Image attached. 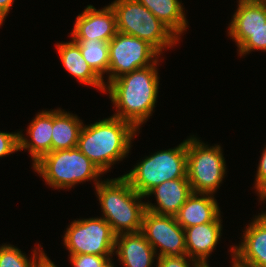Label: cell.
Masks as SVG:
<instances>
[{"mask_svg": "<svg viewBox=\"0 0 266 267\" xmlns=\"http://www.w3.org/2000/svg\"><path fill=\"white\" fill-rule=\"evenodd\" d=\"M157 64L136 69L111 81L105 92L116 107L114 115L131 123L137 130L152 116L157 102L159 77Z\"/></svg>", "mask_w": 266, "mask_h": 267, "instance_id": "obj_1", "label": "cell"}, {"mask_svg": "<svg viewBox=\"0 0 266 267\" xmlns=\"http://www.w3.org/2000/svg\"><path fill=\"white\" fill-rule=\"evenodd\" d=\"M137 132L131 123L110 116L94 124H83L77 148L105 173L128 155Z\"/></svg>", "mask_w": 266, "mask_h": 267, "instance_id": "obj_2", "label": "cell"}, {"mask_svg": "<svg viewBox=\"0 0 266 267\" xmlns=\"http://www.w3.org/2000/svg\"><path fill=\"white\" fill-rule=\"evenodd\" d=\"M103 217L114 234L141 232L146 203L123 177L107 179L95 186Z\"/></svg>", "mask_w": 266, "mask_h": 267, "instance_id": "obj_3", "label": "cell"}, {"mask_svg": "<svg viewBox=\"0 0 266 267\" xmlns=\"http://www.w3.org/2000/svg\"><path fill=\"white\" fill-rule=\"evenodd\" d=\"M32 166L55 189L71 188L92 179L96 186L101 182L97 178L103 174L77 147L49 152Z\"/></svg>", "mask_w": 266, "mask_h": 267, "instance_id": "obj_4", "label": "cell"}, {"mask_svg": "<svg viewBox=\"0 0 266 267\" xmlns=\"http://www.w3.org/2000/svg\"><path fill=\"white\" fill-rule=\"evenodd\" d=\"M122 176L137 193L145 197L164 181L187 178V139L173 149L159 150L145 157Z\"/></svg>", "mask_w": 266, "mask_h": 267, "instance_id": "obj_5", "label": "cell"}, {"mask_svg": "<svg viewBox=\"0 0 266 267\" xmlns=\"http://www.w3.org/2000/svg\"><path fill=\"white\" fill-rule=\"evenodd\" d=\"M110 5L116 16L117 32L148 42L160 54L180 40L137 0H115Z\"/></svg>", "mask_w": 266, "mask_h": 267, "instance_id": "obj_6", "label": "cell"}, {"mask_svg": "<svg viewBox=\"0 0 266 267\" xmlns=\"http://www.w3.org/2000/svg\"><path fill=\"white\" fill-rule=\"evenodd\" d=\"M226 174L220 145L209 146L199 138L187 139V178L192 192L214 194Z\"/></svg>", "mask_w": 266, "mask_h": 267, "instance_id": "obj_7", "label": "cell"}, {"mask_svg": "<svg viewBox=\"0 0 266 267\" xmlns=\"http://www.w3.org/2000/svg\"><path fill=\"white\" fill-rule=\"evenodd\" d=\"M70 255L93 254L110 258L114 255L116 235L102 217L71 222L63 237Z\"/></svg>", "mask_w": 266, "mask_h": 267, "instance_id": "obj_8", "label": "cell"}, {"mask_svg": "<svg viewBox=\"0 0 266 267\" xmlns=\"http://www.w3.org/2000/svg\"><path fill=\"white\" fill-rule=\"evenodd\" d=\"M160 55L148 42L117 32L109 42V75L105 87L124 74L153 65Z\"/></svg>", "mask_w": 266, "mask_h": 267, "instance_id": "obj_9", "label": "cell"}, {"mask_svg": "<svg viewBox=\"0 0 266 267\" xmlns=\"http://www.w3.org/2000/svg\"><path fill=\"white\" fill-rule=\"evenodd\" d=\"M141 233L154 248L156 254L159 248L158 257L187 255L185 232L175 216L159 215L145 210Z\"/></svg>", "mask_w": 266, "mask_h": 267, "instance_id": "obj_10", "label": "cell"}, {"mask_svg": "<svg viewBox=\"0 0 266 267\" xmlns=\"http://www.w3.org/2000/svg\"><path fill=\"white\" fill-rule=\"evenodd\" d=\"M116 33V16L111 5L99 10L93 5H88L77 16L71 36L72 40L110 42Z\"/></svg>", "mask_w": 266, "mask_h": 267, "instance_id": "obj_11", "label": "cell"}, {"mask_svg": "<svg viewBox=\"0 0 266 267\" xmlns=\"http://www.w3.org/2000/svg\"><path fill=\"white\" fill-rule=\"evenodd\" d=\"M243 242L231 248L232 260L241 267H266V211L250 222Z\"/></svg>", "mask_w": 266, "mask_h": 267, "instance_id": "obj_12", "label": "cell"}, {"mask_svg": "<svg viewBox=\"0 0 266 267\" xmlns=\"http://www.w3.org/2000/svg\"><path fill=\"white\" fill-rule=\"evenodd\" d=\"M228 27V34L239 48L250 36L266 24V0H239Z\"/></svg>", "mask_w": 266, "mask_h": 267, "instance_id": "obj_13", "label": "cell"}, {"mask_svg": "<svg viewBox=\"0 0 266 267\" xmlns=\"http://www.w3.org/2000/svg\"><path fill=\"white\" fill-rule=\"evenodd\" d=\"M221 214L213 221L184 228L187 256L202 266H208V257L216 248L222 231Z\"/></svg>", "mask_w": 266, "mask_h": 267, "instance_id": "obj_14", "label": "cell"}, {"mask_svg": "<svg viewBox=\"0 0 266 267\" xmlns=\"http://www.w3.org/2000/svg\"><path fill=\"white\" fill-rule=\"evenodd\" d=\"M191 193L192 190L188 178L164 181L147 193V197L155 195L157 205L145 202L146 210L159 215L175 216Z\"/></svg>", "mask_w": 266, "mask_h": 267, "instance_id": "obj_15", "label": "cell"}, {"mask_svg": "<svg viewBox=\"0 0 266 267\" xmlns=\"http://www.w3.org/2000/svg\"><path fill=\"white\" fill-rule=\"evenodd\" d=\"M114 250L124 267H151L158 257L141 232L117 235Z\"/></svg>", "mask_w": 266, "mask_h": 267, "instance_id": "obj_16", "label": "cell"}, {"mask_svg": "<svg viewBox=\"0 0 266 267\" xmlns=\"http://www.w3.org/2000/svg\"><path fill=\"white\" fill-rule=\"evenodd\" d=\"M19 131V150L28 149L33 164L43 155L52 152V110L41 111L36 115L27 128L28 140Z\"/></svg>", "mask_w": 266, "mask_h": 267, "instance_id": "obj_17", "label": "cell"}, {"mask_svg": "<svg viewBox=\"0 0 266 267\" xmlns=\"http://www.w3.org/2000/svg\"><path fill=\"white\" fill-rule=\"evenodd\" d=\"M214 195L192 192L175 215L184 228L213 222L220 215V208Z\"/></svg>", "mask_w": 266, "mask_h": 267, "instance_id": "obj_18", "label": "cell"}, {"mask_svg": "<svg viewBox=\"0 0 266 267\" xmlns=\"http://www.w3.org/2000/svg\"><path fill=\"white\" fill-rule=\"evenodd\" d=\"M60 59L64 68L82 84L94 86L105 92L106 82L102 79L82 57L79 46L73 41L57 43Z\"/></svg>", "mask_w": 266, "mask_h": 267, "instance_id": "obj_19", "label": "cell"}, {"mask_svg": "<svg viewBox=\"0 0 266 267\" xmlns=\"http://www.w3.org/2000/svg\"><path fill=\"white\" fill-rule=\"evenodd\" d=\"M82 120L64 110H52V151L77 147Z\"/></svg>", "mask_w": 266, "mask_h": 267, "instance_id": "obj_20", "label": "cell"}, {"mask_svg": "<svg viewBox=\"0 0 266 267\" xmlns=\"http://www.w3.org/2000/svg\"><path fill=\"white\" fill-rule=\"evenodd\" d=\"M158 20L168 27L179 39L186 31L188 21L179 0H137Z\"/></svg>", "mask_w": 266, "mask_h": 267, "instance_id": "obj_21", "label": "cell"}, {"mask_svg": "<svg viewBox=\"0 0 266 267\" xmlns=\"http://www.w3.org/2000/svg\"><path fill=\"white\" fill-rule=\"evenodd\" d=\"M80 48L82 57L103 79L109 69V42L99 40H73Z\"/></svg>", "mask_w": 266, "mask_h": 267, "instance_id": "obj_22", "label": "cell"}, {"mask_svg": "<svg viewBox=\"0 0 266 267\" xmlns=\"http://www.w3.org/2000/svg\"><path fill=\"white\" fill-rule=\"evenodd\" d=\"M38 248L34 249L31 260L16 246L2 244L0 246V267H39L47 256L40 245Z\"/></svg>", "mask_w": 266, "mask_h": 267, "instance_id": "obj_23", "label": "cell"}, {"mask_svg": "<svg viewBox=\"0 0 266 267\" xmlns=\"http://www.w3.org/2000/svg\"><path fill=\"white\" fill-rule=\"evenodd\" d=\"M254 50L266 52V24L251 32V36L238 48V53L242 57V55H247Z\"/></svg>", "mask_w": 266, "mask_h": 267, "instance_id": "obj_24", "label": "cell"}, {"mask_svg": "<svg viewBox=\"0 0 266 267\" xmlns=\"http://www.w3.org/2000/svg\"><path fill=\"white\" fill-rule=\"evenodd\" d=\"M187 255L183 256H161L157 257V265L156 267H202L200 263L190 258ZM190 260V261H188ZM192 262V263H188ZM190 264H192L190 266Z\"/></svg>", "mask_w": 266, "mask_h": 267, "instance_id": "obj_25", "label": "cell"}, {"mask_svg": "<svg viewBox=\"0 0 266 267\" xmlns=\"http://www.w3.org/2000/svg\"><path fill=\"white\" fill-rule=\"evenodd\" d=\"M19 150V132L7 133L0 131V158Z\"/></svg>", "mask_w": 266, "mask_h": 267, "instance_id": "obj_26", "label": "cell"}, {"mask_svg": "<svg viewBox=\"0 0 266 267\" xmlns=\"http://www.w3.org/2000/svg\"><path fill=\"white\" fill-rule=\"evenodd\" d=\"M255 189L260 197L259 200L263 201L266 199V147L261 155L260 162L257 168V174L255 179Z\"/></svg>", "mask_w": 266, "mask_h": 267, "instance_id": "obj_27", "label": "cell"}, {"mask_svg": "<svg viewBox=\"0 0 266 267\" xmlns=\"http://www.w3.org/2000/svg\"><path fill=\"white\" fill-rule=\"evenodd\" d=\"M70 263L73 267H99L106 259V256L93 254L69 255Z\"/></svg>", "mask_w": 266, "mask_h": 267, "instance_id": "obj_28", "label": "cell"}, {"mask_svg": "<svg viewBox=\"0 0 266 267\" xmlns=\"http://www.w3.org/2000/svg\"><path fill=\"white\" fill-rule=\"evenodd\" d=\"M14 0H0V24L3 25Z\"/></svg>", "mask_w": 266, "mask_h": 267, "instance_id": "obj_29", "label": "cell"}, {"mask_svg": "<svg viewBox=\"0 0 266 267\" xmlns=\"http://www.w3.org/2000/svg\"><path fill=\"white\" fill-rule=\"evenodd\" d=\"M39 267H57L54 262L47 256L45 260L39 265Z\"/></svg>", "mask_w": 266, "mask_h": 267, "instance_id": "obj_30", "label": "cell"}, {"mask_svg": "<svg viewBox=\"0 0 266 267\" xmlns=\"http://www.w3.org/2000/svg\"><path fill=\"white\" fill-rule=\"evenodd\" d=\"M112 257L107 258L99 267H114V263H112Z\"/></svg>", "mask_w": 266, "mask_h": 267, "instance_id": "obj_31", "label": "cell"}, {"mask_svg": "<svg viewBox=\"0 0 266 267\" xmlns=\"http://www.w3.org/2000/svg\"><path fill=\"white\" fill-rule=\"evenodd\" d=\"M232 267H241V266L237 265V264L232 260Z\"/></svg>", "mask_w": 266, "mask_h": 267, "instance_id": "obj_32", "label": "cell"}]
</instances>
